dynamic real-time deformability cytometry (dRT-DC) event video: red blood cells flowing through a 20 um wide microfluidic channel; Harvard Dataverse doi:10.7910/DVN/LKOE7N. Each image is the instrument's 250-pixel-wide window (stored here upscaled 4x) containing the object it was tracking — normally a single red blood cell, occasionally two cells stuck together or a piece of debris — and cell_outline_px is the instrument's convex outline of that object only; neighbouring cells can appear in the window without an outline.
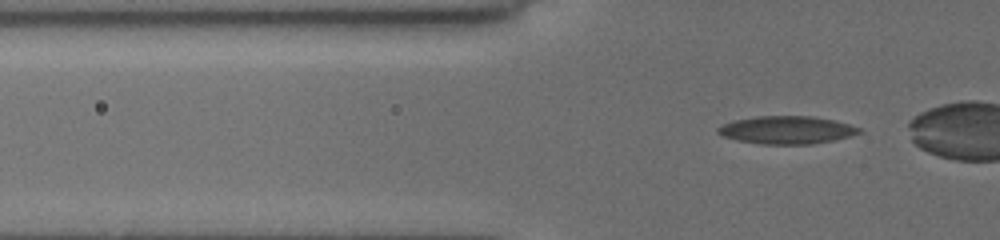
{"species": "common noctule bat (a hibernating species)", "species_latin": "Nyctalus noctula", "temperature_condition": "cold", "stored_images_in_passage": 32, "camera_frame_rate_fps": 3000, "um_per_image_px": 0.085, "animal": {"sex": "female", "body_mass_g": 19.5, "forearm_length_mm": 54.1}, "frame": {"image": 1, "passage_image": 3, "time_ms": 0.667, "image_size_px": [1000, 240], "cell_outline_px": [[864, 132], [832, 140], [812, 144], [760, 144], [736, 140], [724, 136], [716, 132], [716, 128], [732, 120], [756, 116], [812, 116], [836, 120], [860, 128]], "centroid_in_image_um": [66.85, 11.04], "position_along_channel_um": 58.9, "area_um2": 22.95}}
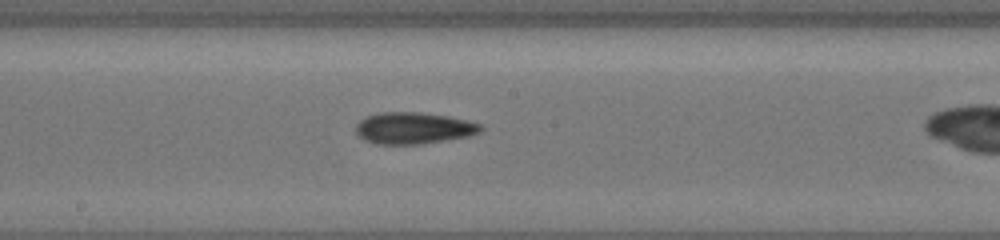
{"frame": {"image": 2, "passage_image": 16, "time_ms": 5.0, "image_size_px": [1000, 240], "cell_outline_px": [[484, 128], [480, 132], [468, 136], [420, 144], [376, 144], [364, 140], [356, 132], [356, 124], [364, 116], [380, 112], [420, 112], [448, 116], [468, 120], [480, 124]], "centroid_in_image_um": [35.13, 10.88], "position_along_channel_um": 213.1, "area_um2": 23.06}}
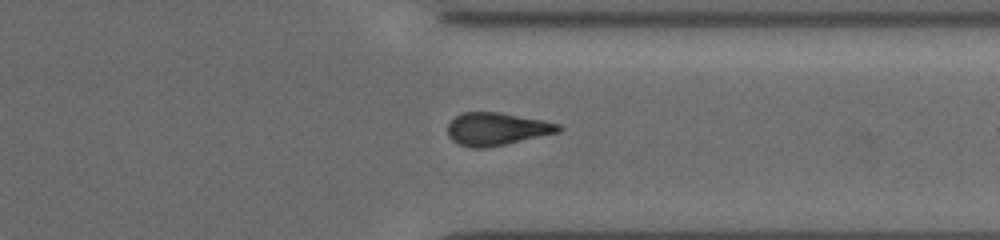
{"frame": {"image": 3, "passage_image": 28, "time_ms": 9.0, "image_size_px": [1000, 240], "cell_outline_px": [[564, 128], [560, 132], [504, 144], [484, 148], [472, 148], [460, 144], [452, 140], [448, 136], [448, 124], [456, 116], [464, 112], [500, 112], [544, 120], [560, 124]], "centroid_in_image_um": [42.25, 10.95], "position_along_channel_um": 369.2, "area_um2": 21.1}}